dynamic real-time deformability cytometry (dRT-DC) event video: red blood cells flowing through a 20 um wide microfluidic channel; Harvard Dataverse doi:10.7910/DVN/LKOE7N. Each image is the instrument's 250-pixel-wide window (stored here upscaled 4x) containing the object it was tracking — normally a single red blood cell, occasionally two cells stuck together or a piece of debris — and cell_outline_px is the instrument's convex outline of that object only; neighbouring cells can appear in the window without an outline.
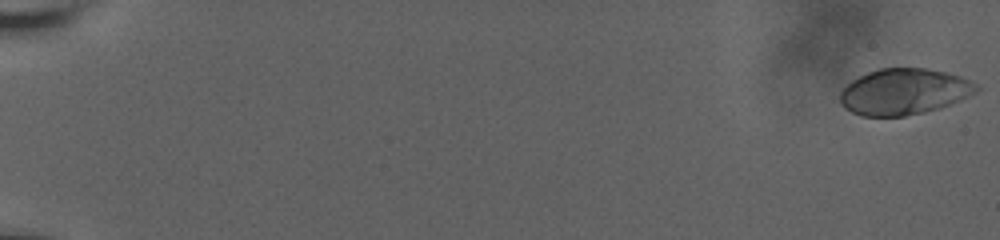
{"species": "human", "species_latin": "Homo sapiens", "temperature_condition": "room temperature", "stored_images_in_passage": 8, "camera_frame_rate_fps": 3000, "um_per_image_px": 0.085, "donor": {"sex": "male"}, "frame": {"image": 1, "passage_image": 1, "time_ms": 0.0, "image_size_px": [1000, 240], "cell_outline_px": [[980, 88], [976, 92], [960, 100], [940, 108], [924, 112], [904, 116], [860, 116], [844, 108], [840, 104], [840, 92], [852, 80], [868, 72], [880, 68], [928, 68], [948, 72], [960, 76], [976, 84]], "centroid_in_image_um": [76.83, 7.79], "position_along_channel_um": 8.2, "area_um2": 36.65}}
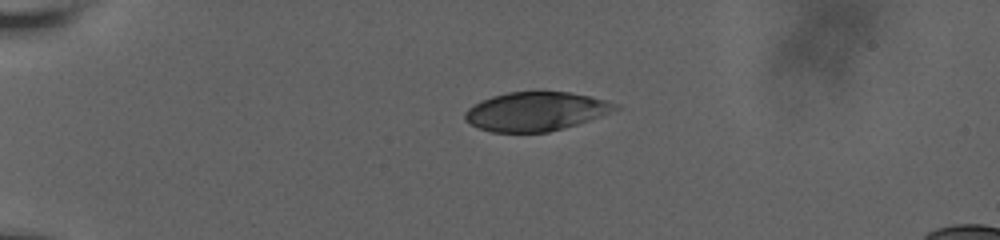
{"frame": {"image": 2, "passage_image": 6, "time_ms": 5.333, "image_size_px": [1000, 240], "cell_outline_px": [[624, 108], [564, 128], [548, 132], [492, 132], [480, 128], [464, 120], [464, 112], [472, 104], [492, 96], [508, 92], [568, 92], [592, 96], [620, 104]], "centroid_in_image_um": [45.58, 9.46], "position_along_channel_um": 39.4, "area_um2": 34.16}}